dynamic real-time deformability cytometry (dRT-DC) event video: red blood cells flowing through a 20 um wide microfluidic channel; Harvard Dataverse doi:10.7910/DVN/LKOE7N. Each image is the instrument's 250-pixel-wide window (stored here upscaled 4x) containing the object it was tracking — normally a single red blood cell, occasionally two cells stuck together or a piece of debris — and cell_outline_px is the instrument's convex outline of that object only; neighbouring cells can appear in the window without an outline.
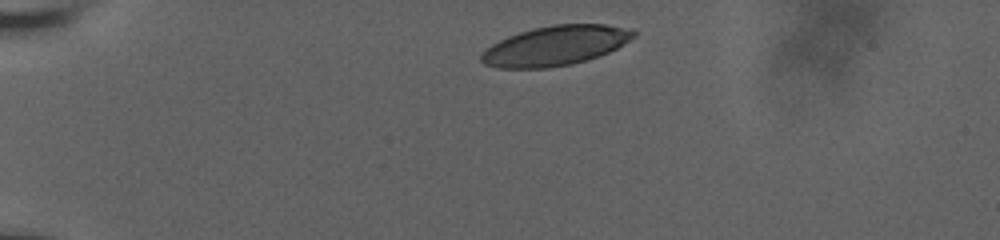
{"species": "human", "species_latin": "Homo sapiens", "temperature_condition": "room temperature", "stored_images_in_passage": 58, "camera_frame_rate_fps": 3000, "um_per_image_px": 0.085, "donor": {"sex": "male"}, "frame": {"image": 1, "passage_image": 1, "time_ms": 0.0, "image_size_px": [1000, 240], "cell_outline_px": [[636, 36], [616, 48], [608, 52], [572, 64], [548, 68], [496, 68], [484, 64], [480, 60], [480, 56], [492, 44], [508, 36], [532, 28], [552, 24], [608, 24], [636, 28]], "centroid_in_image_um": [47.24, 3.86], "position_along_channel_um": 37.8, "area_um2": 35.32}}
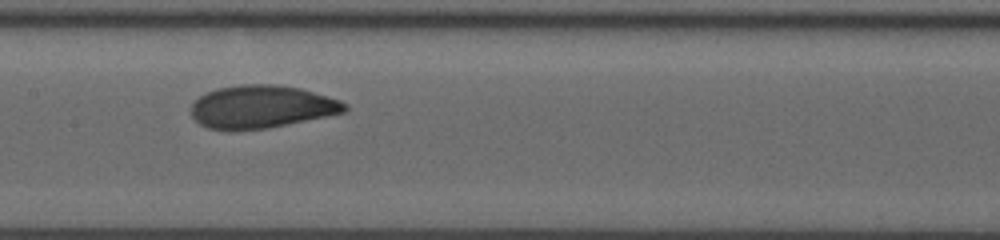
{"frame": {"image": 2, "passage_image": 37, "time_ms": 5.667, "image_size_px": [1000, 240], "cell_outline_px": [[348, 108], [344, 112], [264, 128], [208, 128], [200, 124], [192, 116], [192, 104], [200, 96], [216, 88], [240, 84], [276, 84], [300, 88], [328, 96], [340, 100], [348, 104]], "centroid_in_image_um": [22.24, 9.03], "position_along_channel_um": 185.2, "area_um2": 37.45}}
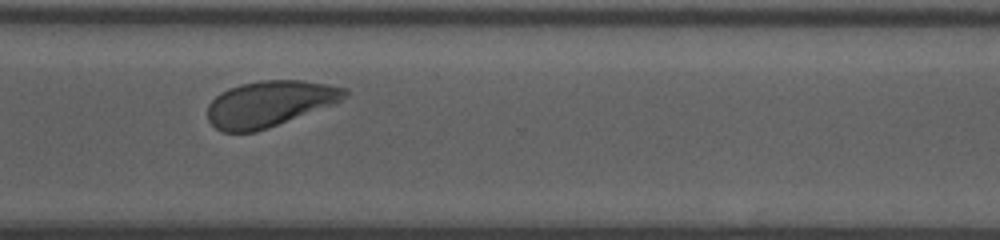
{"frame": {"image": 3, "passage_image": 57, "time_ms": 10.0, "image_size_px": [1000, 240], "cell_outline_px": [[348, 92], [336, 104], [268, 128], [256, 132], [220, 132], [208, 120], [208, 104], [220, 92], [228, 88], [240, 84], [260, 80], [304, 80], [328, 84], [348, 88]], "centroid_in_image_um": [22.91, 8.81], "position_along_channel_um": 347.7, "area_um2": 36.93}}